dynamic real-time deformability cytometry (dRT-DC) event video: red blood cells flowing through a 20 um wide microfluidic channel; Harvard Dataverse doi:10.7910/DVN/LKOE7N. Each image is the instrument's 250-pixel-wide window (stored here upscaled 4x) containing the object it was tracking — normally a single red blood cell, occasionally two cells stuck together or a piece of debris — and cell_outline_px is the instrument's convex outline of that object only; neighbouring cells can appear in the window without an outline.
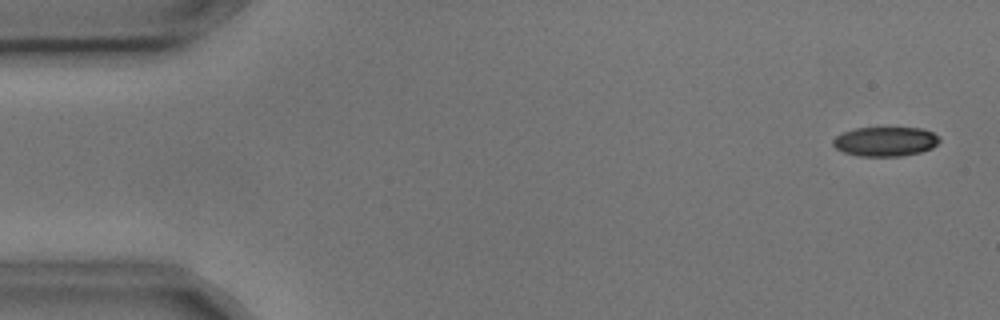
{"species": "common noctule bat (a hibernating species)", "species_latin": "Nyctalus noctula", "temperature_condition": "cold", "stored_images_in_passage": 4, "camera_frame_rate_fps": 3000, "um_per_image_px": 0.085, "animal": {"sex": "male", "body_mass_g": 17.9, "forearm_length_mm": 54.2}, "frame": {"image": 1, "passage_image": 1, "time_ms": 0.0, "image_size_px": [1000, 320], "cell_outline_px": [[940, 140], [932, 148], [920, 152], [900, 156], [860, 156], [844, 152], [836, 148], [832, 144], [832, 140], [836, 136], [844, 132], [856, 128], [920, 128], [932, 132]], "centroid_in_image_um": [75.23, 12.03], "position_along_channel_um": 9.8, "area_um2": 18.03}}